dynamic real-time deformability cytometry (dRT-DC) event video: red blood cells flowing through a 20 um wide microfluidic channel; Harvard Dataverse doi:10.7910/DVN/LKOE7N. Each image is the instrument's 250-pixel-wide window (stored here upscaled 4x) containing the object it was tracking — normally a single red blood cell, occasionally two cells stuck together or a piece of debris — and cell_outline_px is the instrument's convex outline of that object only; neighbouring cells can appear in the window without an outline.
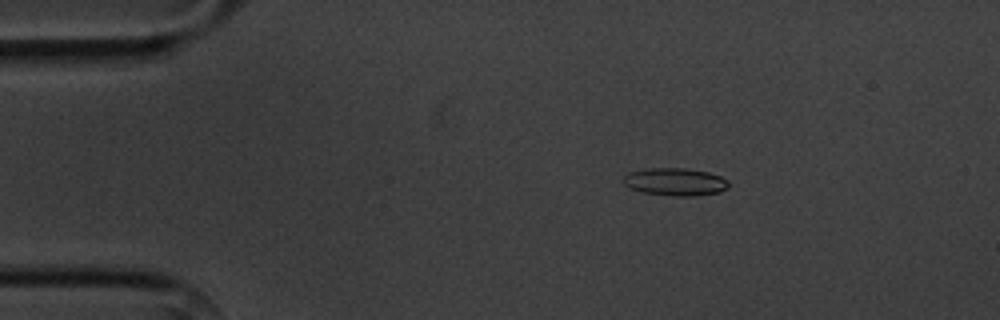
{"species": "common noctule bat (a hibernating species)", "species_latin": "Nyctalus noctula", "temperature_condition": "cold", "stored_images_in_passage": 5, "camera_frame_rate_fps": 3000, "um_per_image_px": 0.085, "animal": {"sex": "male", "body_mass_g": 20.1, "forearm_length_mm": 53.5}, "frame": {"image": 1, "passage_image": 2, "time_ms": 1.333, "image_size_px": [1000, 320], "cell_outline_px": [[728, 188], [720, 192], [696, 196], [672, 196], [644, 192], [628, 188], [624, 184], [624, 176], [628, 172], [648, 168], [684, 168], [708, 172], [720, 176], [728, 180]], "centroid_in_image_um": [57.4, 15.46], "position_along_channel_um": 27.6, "area_um2": 17.05}}
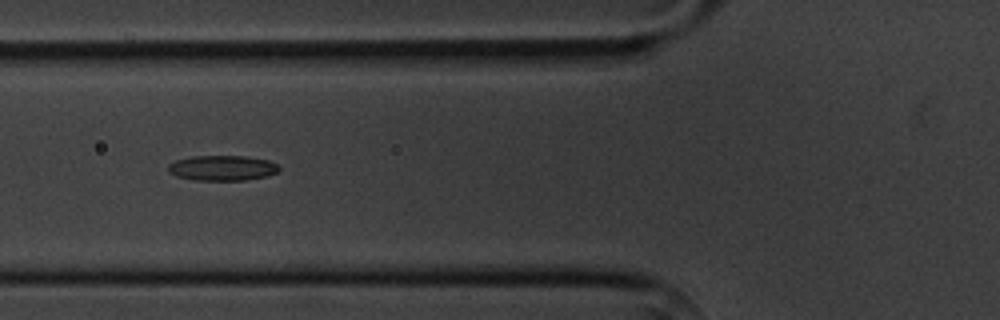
{"frame": {"image": 2, "passage_image": 5, "time_ms": 5.0, "image_size_px": [1000, 320], "cell_outline_px": [[280, 168], [276, 172], [268, 176], [244, 180], [196, 180], [176, 176], [168, 172], [168, 164], [176, 160], [192, 156], [244, 156], [268, 160], [276, 164]], "centroid_in_image_um": [18.87, 14.28], "position_along_channel_um": 106.9, "area_um2": 16.24}}